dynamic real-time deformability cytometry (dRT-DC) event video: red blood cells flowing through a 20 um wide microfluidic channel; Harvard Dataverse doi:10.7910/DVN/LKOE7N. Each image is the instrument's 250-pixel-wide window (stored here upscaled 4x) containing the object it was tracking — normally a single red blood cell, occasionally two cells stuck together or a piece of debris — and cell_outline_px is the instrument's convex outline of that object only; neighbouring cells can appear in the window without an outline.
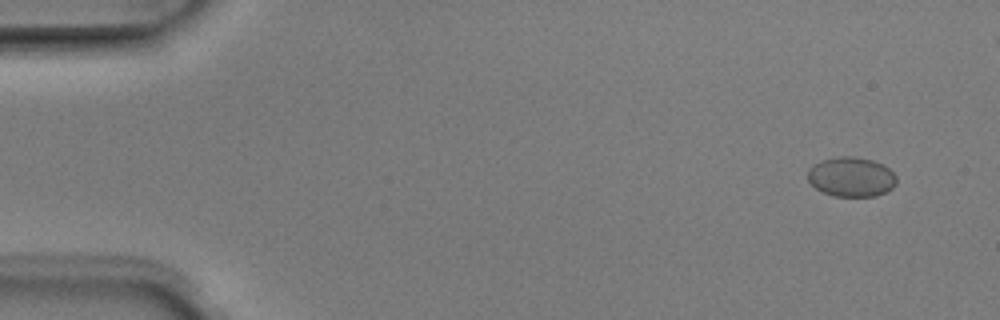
{"species": "Egyptian fruit bat (a non-hibernating species)", "species_latin": "Rousettus aegyptiacus", "temperature_condition": "room temperature", "stored_images_in_passage": 4, "camera_frame_rate_fps": 3000, "um_per_image_px": 0.085, "animal": {"sex": "male"}, "frame": {"image": 1, "passage_image": 1, "time_ms": 0.0, "image_size_px": [1000, 320], "cell_outline_px": [[896, 184], [892, 188], [876, 196], [832, 196], [816, 188], [808, 180], [808, 168], [824, 160], [840, 156], [852, 156], [872, 160], [884, 164], [896, 176]], "centroid_in_image_um": [72.37, 15.04], "position_along_channel_um": 12.6, "area_um2": 20.35}}